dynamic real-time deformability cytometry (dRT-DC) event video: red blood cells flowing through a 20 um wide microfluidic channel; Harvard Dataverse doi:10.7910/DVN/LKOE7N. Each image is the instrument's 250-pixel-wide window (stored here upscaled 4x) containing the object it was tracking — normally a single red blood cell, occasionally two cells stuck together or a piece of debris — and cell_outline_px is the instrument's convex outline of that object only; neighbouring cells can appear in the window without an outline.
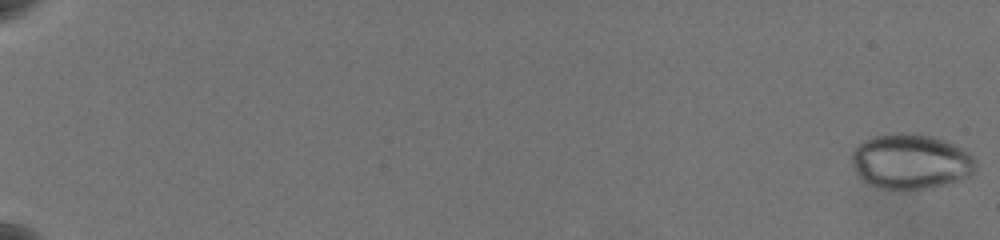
{"species": "common noctule bat (a hibernating species)", "species_latin": "Nyctalus noctula", "temperature_condition": "warm", "stored_images_in_passage": 63, "camera_frame_rate_fps": 3000, "um_per_image_px": 0.085, "animal": {"sex": "female", "body_mass_g": 19.5, "forearm_length_mm": 54.1}, "frame": {"image": 1, "passage_image": 1, "time_ms": 0.0, "image_size_px": [1000, 240], "cell_outline_px": [[976, 168], [968, 176], [960, 180], [948, 184], [932, 188], [876, 188], [864, 184], [856, 176], [852, 168], [852, 152], [864, 140], [872, 136], [892, 132], [912, 132], [936, 136], [964, 148], [976, 156]], "centroid_in_image_um": [77.41, 13.71], "position_along_channel_um": 7.6, "area_um2": 40.86}}
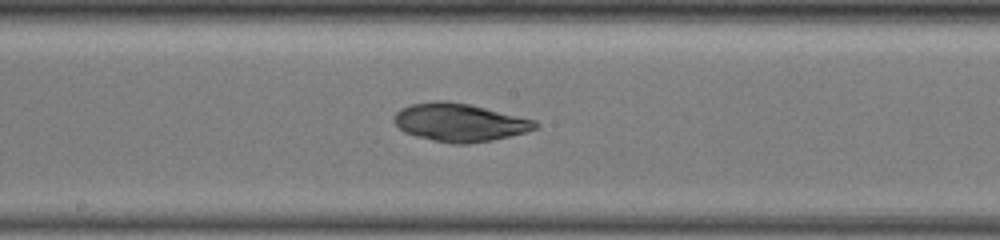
{"frame": {"image": 2, "passage_image": 38, "time_ms": 12.333, "image_size_px": [1000, 240], "cell_outline_px": [[540, 124], [536, 128], [524, 132], [492, 140], [468, 144], [452, 144], [432, 140], [416, 136], [404, 132], [392, 120], [392, 116], [400, 108], [412, 104], [432, 100], [444, 100], [468, 104], [536, 120]], "centroid_in_image_um": [39.02, 10.4], "position_along_channel_um": 209.2, "area_um2": 31.33}}
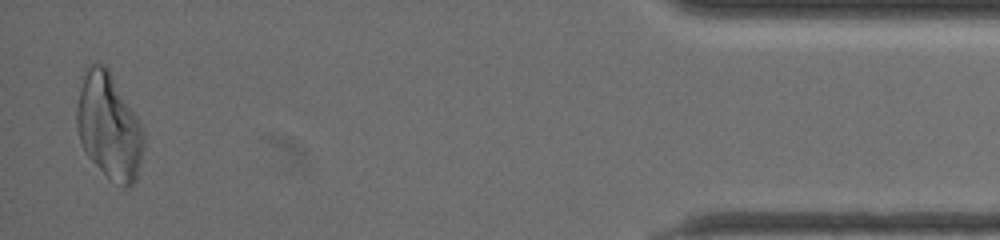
{"frame": {"image": 3, "passage_image": 62, "time_ms": 20.333, "image_size_px": [1000, 240], "cell_outline_px": [[144, 148], [136, 180], [128, 188], [124, 188], [108, 176], [88, 156], [80, 140], [76, 124], [76, 108], [84, 68], [92, 64], [104, 64], [108, 68], [136, 116], [144, 132]], "centroid_in_image_um": [9.26, 10.72], "position_along_channel_um": 425.9, "area_um2": 40.81}}